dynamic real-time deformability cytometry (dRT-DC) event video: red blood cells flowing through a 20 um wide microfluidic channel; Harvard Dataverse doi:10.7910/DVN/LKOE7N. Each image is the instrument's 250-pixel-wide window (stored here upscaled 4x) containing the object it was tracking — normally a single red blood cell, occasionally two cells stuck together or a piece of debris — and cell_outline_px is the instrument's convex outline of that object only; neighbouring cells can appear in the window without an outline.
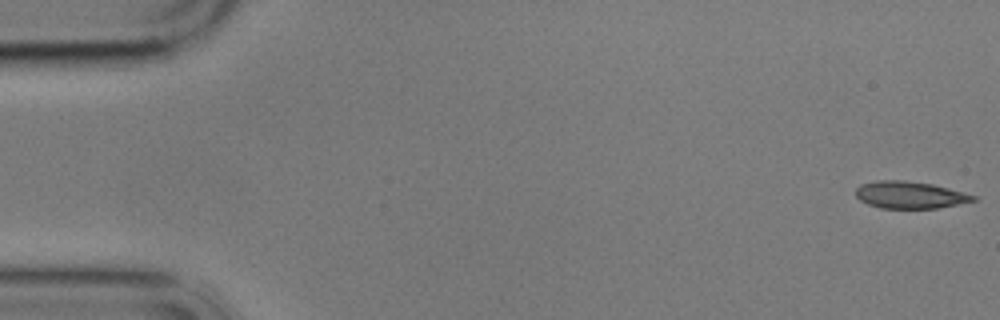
{"species": "common noctule bat (a hibernating species)", "species_latin": "Nyctalus noctula", "temperature_condition": "cold", "stored_images_in_passage": 5, "camera_frame_rate_fps": 3000, "um_per_image_px": 0.085, "animal": {"sex": "male", "body_mass_g": 17.9}, "frame": {"image": 1, "passage_image": 1, "time_ms": 0.0, "image_size_px": [1000, 320], "cell_outline_px": [[976, 200], [936, 208], [880, 208], [868, 204], [860, 200], [856, 196], [856, 188], [860, 184], [880, 180], [904, 180], [932, 184], [964, 192], [976, 196]], "centroid_in_image_um": [77.31, 16.56], "position_along_channel_um": 7.7, "area_um2": 18.38}}
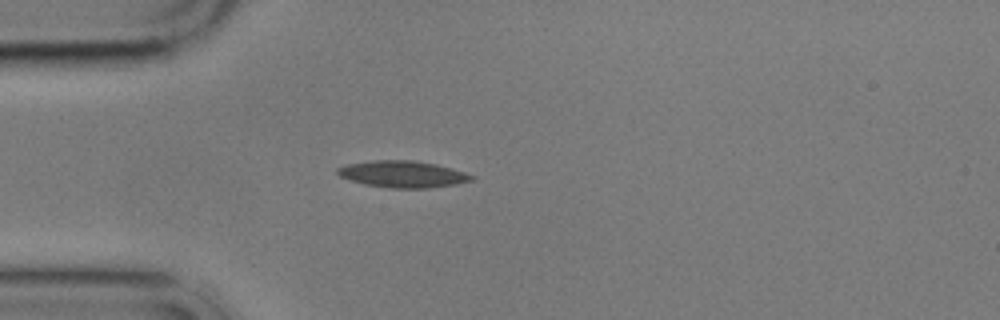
{"frame": {"image": 2, "passage_image": 5, "time_ms": 4.667, "image_size_px": [1000, 320], "cell_outline_px": [[476, 176], [472, 180], [456, 184], [428, 188], [392, 188], [364, 184], [340, 176], [336, 172], [336, 168], [348, 164], [372, 160], [412, 160], [436, 164], [452, 168]], "centroid_in_image_um": [34.24, 14.8], "position_along_channel_um": 50.8, "area_um2": 20.75}}